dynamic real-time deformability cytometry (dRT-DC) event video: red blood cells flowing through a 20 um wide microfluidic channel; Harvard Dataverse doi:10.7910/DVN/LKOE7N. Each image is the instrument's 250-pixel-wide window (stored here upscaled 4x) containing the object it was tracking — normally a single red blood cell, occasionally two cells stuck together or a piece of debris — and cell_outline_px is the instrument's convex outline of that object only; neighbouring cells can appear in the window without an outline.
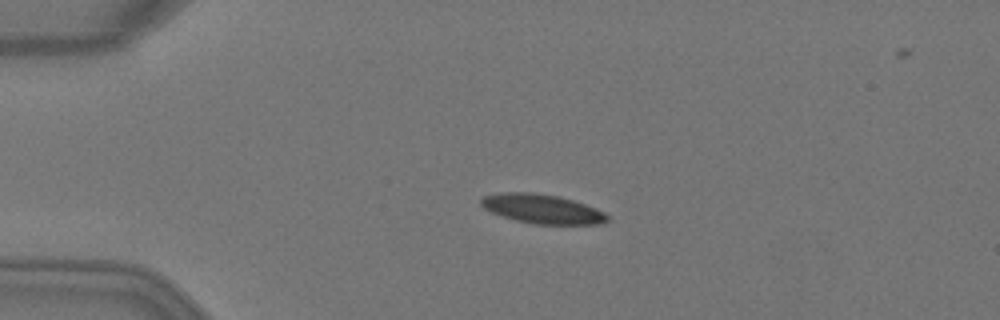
{"species": "Egyptian fruit bat (a non-hibernating species)", "species_latin": "Rousettus aegyptiacus", "temperature_condition": "warm", "stored_images_in_passage": 4, "camera_frame_rate_fps": 3000, "um_per_image_px": 0.085, "animal": {"sex": "female"}, "frame": {"image": 1, "passage_image": 3, "time_ms": 0.667, "image_size_px": [1000, 320], "cell_outline_px": [[608, 220], [600, 224], [532, 224], [516, 220], [492, 212], [484, 208], [480, 204], [480, 200], [484, 196], [500, 192], [536, 192], [560, 196], [596, 208], [604, 212], [608, 216]], "centroid_in_image_um": [46.08, 17.74], "position_along_channel_um": 38.9, "area_um2": 21.5}}